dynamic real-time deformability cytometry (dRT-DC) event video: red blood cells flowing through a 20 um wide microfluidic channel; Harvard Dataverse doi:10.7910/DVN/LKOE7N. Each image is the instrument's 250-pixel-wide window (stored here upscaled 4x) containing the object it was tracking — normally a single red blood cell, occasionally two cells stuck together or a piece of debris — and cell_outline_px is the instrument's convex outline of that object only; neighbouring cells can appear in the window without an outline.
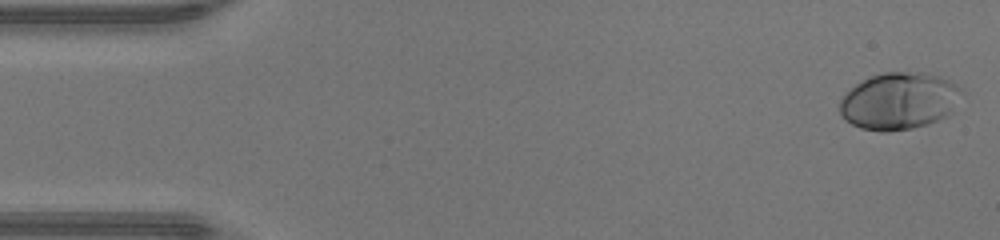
{"species": "human", "species_latin": "Homo sapiens", "temperature_condition": "warm", "stored_images_in_passage": 22, "camera_frame_rate_fps": 3000, "um_per_image_px": 0.085, "donor": {"sex": "male"}, "frame": {"image": 1, "passage_image": 1, "time_ms": 0.0, "image_size_px": [1000, 240], "cell_outline_px": [[964, 92], [952, 112], [948, 116], [928, 124], [912, 128], [888, 132], [880, 132], [860, 128], [844, 120], [840, 112], [840, 100], [856, 84], [872, 76], [884, 72], [924, 72], [940, 76], [956, 84]], "centroid_in_image_um": [76.46, 8.59], "position_along_channel_um": 8.5, "area_um2": 40.69}}
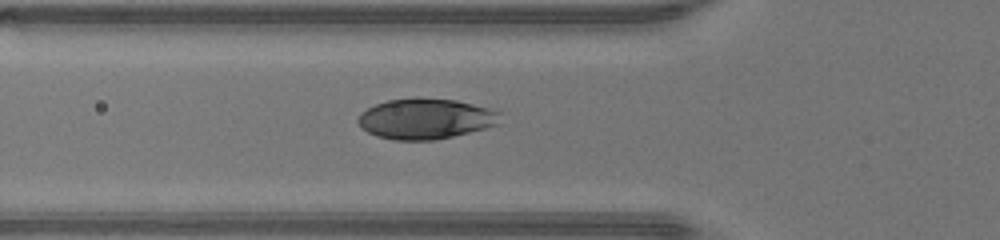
{"frame": {"image": 2, "passage_image": 16, "time_ms": 5.0, "image_size_px": [1000, 240], "cell_outline_px": [[500, 112], [496, 124], [484, 128], [436, 140], [392, 140], [376, 136], [360, 128], [356, 120], [360, 112], [376, 104], [388, 100], [456, 100], [488, 108]], "centroid_in_image_um": [36.1, 10.13], "position_along_channel_um": 89.7, "area_um2": 32.71}}
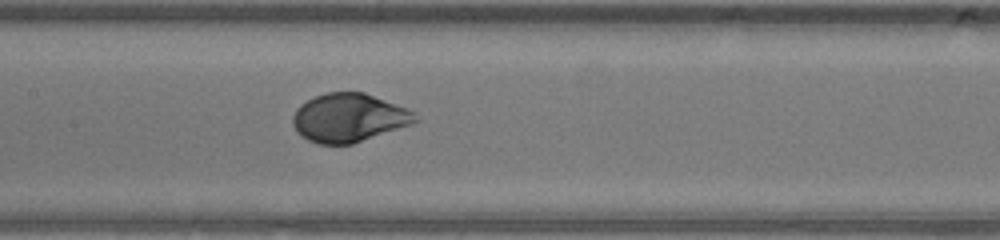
{"frame": {"image": 3, "passage_image": 22, "time_ms": 7.0, "image_size_px": [1000, 240], "cell_outline_px": [[420, 120], [412, 124], [352, 144], [316, 144], [300, 136], [296, 132], [292, 124], [292, 116], [296, 108], [300, 104], [324, 92], [364, 92], [408, 108], [416, 112]], "centroid_in_image_um": [29.65, 10.01], "position_along_channel_um": 177.7, "area_um2": 34.97}}